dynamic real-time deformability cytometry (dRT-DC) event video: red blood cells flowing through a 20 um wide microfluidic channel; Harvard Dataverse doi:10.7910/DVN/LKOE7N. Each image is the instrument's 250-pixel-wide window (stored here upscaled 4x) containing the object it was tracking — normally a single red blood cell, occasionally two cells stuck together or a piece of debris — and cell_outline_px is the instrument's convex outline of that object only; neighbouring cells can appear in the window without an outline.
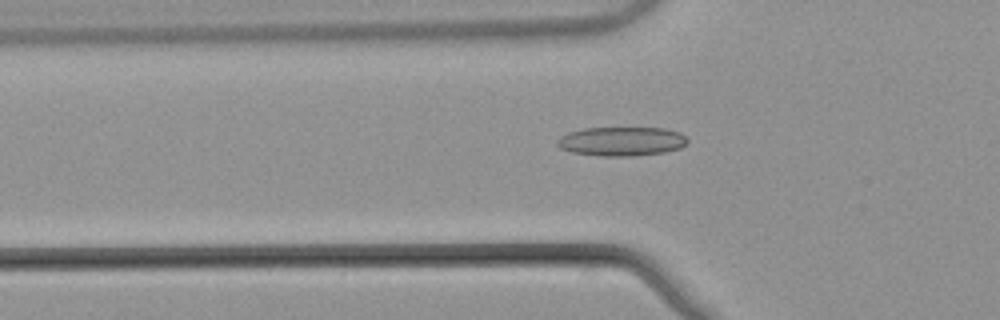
{"species": "common noctule bat (a hibernating species)", "species_latin": "Nyctalus noctula", "temperature_condition": "warm", "stored_images_in_passage": 45, "camera_frame_rate_fps": 3000, "um_per_image_px": 0.085, "animal": {"sex": "male", "body_mass_g": 21.5, "forearm_length_mm": 52.0}, "frame": {"image": 1, "passage_image": 11, "time_ms": 3.333, "image_size_px": [1000, 320], "cell_outline_px": [[688, 140], [680, 148], [664, 152], [632, 156], [600, 156], [572, 152], [560, 148], [556, 144], [556, 140], [560, 136], [568, 132], [584, 128], [664, 128], [680, 132]], "centroid_in_image_um": [52.79, 12.01], "position_along_channel_um": 73.0, "area_um2": 22.08}}
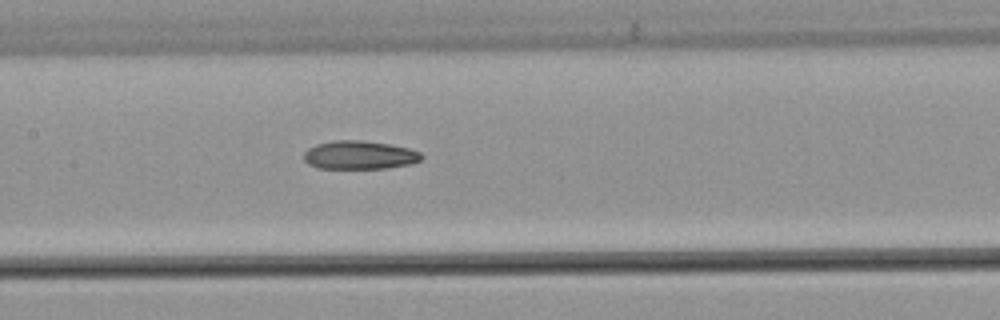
{"frame": {"image": 2, "passage_image": 19, "time_ms": 6.0, "image_size_px": [1000, 320], "cell_outline_px": [[424, 156], [420, 160], [408, 164], [384, 168], [320, 168], [308, 164], [304, 160], [304, 152], [308, 148], [316, 144], [332, 140], [364, 140], [388, 144], [408, 148], [420, 152]], "centroid_in_image_um": [30.52, 13.16], "position_along_channel_um": 176.9, "area_um2": 19.42}}
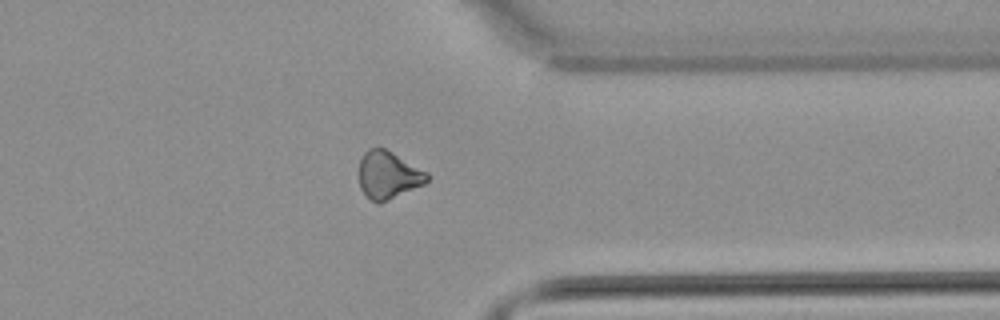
{"frame": {"image": 3, "passage_image": 35, "time_ms": 11.333, "image_size_px": [1000, 320], "cell_outline_px": [[428, 180], [424, 184], [380, 204], [372, 200], [360, 188], [360, 160], [364, 152], [368, 148], [384, 148], [392, 152], [428, 172]], "centroid_in_image_um": [33.01, 14.87], "position_along_channel_um": 378.4, "area_um2": 18.67}}